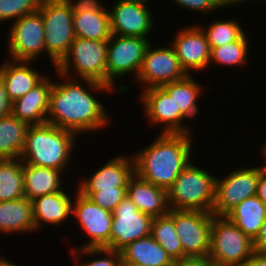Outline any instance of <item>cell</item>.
I'll return each instance as SVG.
<instances>
[{
	"mask_svg": "<svg viewBox=\"0 0 266 266\" xmlns=\"http://www.w3.org/2000/svg\"><path fill=\"white\" fill-rule=\"evenodd\" d=\"M55 73L59 81H53L47 123L73 132L77 136H81L84 132L92 133L93 131L94 133L107 128L113 121L112 116L100 102L101 100L96 98L97 95L94 96V93L109 94L115 90L101 82L90 79H72L56 71Z\"/></svg>",
	"mask_w": 266,
	"mask_h": 266,
	"instance_id": "cell-1",
	"label": "cell"
},
{
	"mask_svg": "<svg viewBox=\"0 0 266 266\" xmlns=\"http://www.w3.org/2000/svg\"><path fill=\"white\" fill-rule=\"evenodd\" d=\"M192 135L160 132L151 144L132 153L134 172L167 191L193 159Z\"/></svg>",
	"mask_w": 266,
	"mask_h": 266,
	"instance_id": "cell-2",
	"label": "cell"
},
{
	"mask_svg": "<svg viewBox=\"0 0 266 266\" xmlns=\"http://www.w3.org/2000/svg\"><path fill=\"white\" fill-rule=\"evenodd\" d=\"M77 139L73 132L47 122L29 125L20 159L26 164L65 173L68 164L73 161L72 153L76 149L74 146Z\"/></svg>",
	"mask_w": 266,
	"mask_h": 266,
	"instance_id": "cell-3",
	"label": "cell"
},
{
	"mask_svg": "<svg viewBox=\"0 0 266 266\" xmlns=\"http://www.w3.org/2000/svg\"><path fill=\"white\" fill-rule=\"evenodd\" d=\"M194 163L191 160L167 190L170 209L212 211L216 176Z\"/></svg>",
	"mask_w": 266,
	"mask_h": 266,
	"instance_id": "cell-4",
	"label": "cell"
},
{
	"mask_svg": "<svg viewBox=\"0 0 266 266\" xmlns=\"http://www.w3.org/2000/svg\"><path fill=\"white\" fill-rule=\"evenodd\" d=\"M106 65L107 41L75 38L55 71L68 78L90 79L106 84Z\"/></svg>",
	"mask_w": 266,
	"mask_h": 266,
	"instance_id": "cell-5",
	"label": "cell"
},
{
	"mask_svg": "<svg viewBox=\"0 0 266 266\" xmlns=\"http://www.w3.org/2000/svg\"><path fill=\"white\" fill-rule=\"evenodd\" d=\"M253 253V240L235 223L226 216L212 217L208 259L213 266H241Z\"/></svg>",
	"mask_w": 266,
	"mask_h": 266,
	"instance_id": "cell-6",
	"label": "cell"
},
{
	"mask_svg": "<svg viewBox=\"0 0 266 266\" xmlns=\"http://www.w3.org/2000/svg\"><path fill=\"white\" fill-rule=\"evenodd\" d=\"M150 42V38L112 34L107 41L106 84L118 90L119 94L129 91V86L122 83L116 88L117 80L128 74H134L136 80Z\"/></svg>",
	"mask_w": 266,
	"mask_h": 266,
	"instance_id": "cell-7",
	"label": "cell"
},
{
	"mask_svg": "<svg viewBox=\"0 0 266 266\" xmlns=\"http://www.w3.org/2000/svg\"><path fill=\"white\" fill-rule=\"evenodd\" d=\"M38 11L43 19L46 55L55 69L76 38L73 12L65 0H42Z\"/></svg>",
	"mask_w": 266,
	"mask_h": 266,
	"instance_id": "cell-8",
	"label": "cell"
},
{
	"mask_svg": "<svg viewBox=\"0 0 266 266\" xmlns=\"http://www.w3.org/2000/svg\"><path fill=\"white\" fill-rule=\"evenodd\" d=\"M265 167L266 162L261 166L252 167L251 165L239 169L237 167V169H232L226 177L223 175L222 178L216 177L212 214L226 216L242 201L256 195L259 175Z\"/></svg>",
	"mask_w": 266,
	"mask_h": 266,
	"instance_id": "cell-9",
	"label": "cell"
},
{
	"mask_svg": "<svg viewBox=\"0 0 266 266\" xmlns=\"http://www.w3.org/2000/svg\"><path fill=\"white\" fill-rule=\"evenodd\" d=\"M7 29L8 58L15 61H35L46 53L44 25L39 11L11 22Z\"/></svg>",
	"mask_w": 266,
	"mask_h": 266,
	"instance_id": "cell-10",
	"label": "cell"
},
{
	"mask_svg": "<svg viewBox=\"0 0 266 266\" xmlns=\"http://www.w3.org/2000/svg\"><path fill=\"white\" fill-rule=\"evenodd\" d=\"M74 193L72 202V218L83 230L88 240L78 248H108L112 224V212L95 204L89 197L80 192Z\"/></svg>",
	"mask_w": 266,
	"mask_h": 266,
	"instance_id": "cell-11",
	"label": "cell"
},
{
	"mask_svg": "<svg viewBox=\"0 0 266 266\" xmlns=\"http://www.w3.org/2000/svg\"><path fill=\"white\" fill-rule=\"evenodd\" d=\"M212 212L174 209V227L185 257L208 258Z\"/></svg>",
	"mask_w": 266,
	"mask_h": 266,
	"instance_id": "cell-12",
	"label": "cell"
},
{
	"mask_svg": "<svg viewBox=\"0 0 266 266\" xmlns=\"http://www.w3.org/2000/svg\"><path fill=\"white\" fill-rule=\"evenodd\" d=\"M153 46L152 42L148 45L141 69L136 77L138 84L142 85L141 90L161 87L166 83L181 80L188 75L180 65L170 43L165 47Z\"/></svg>",
	"mask_w": 266,
	"mask_h": 266,
	"instance_id": "cell-13",
	"label": "cell"
},
{
	"mask_svg": "<svg viewBox=\"0 0 266 266\" xmlns=\"http://www.w3.org/2000/svg\"><path fill=\"white\" fill-rule=\"evenodd\" d=\"M141 91L139 101L149 125L160 127L162 124L161 133H192L190 122L186 125L187 118L179 108H176L174 99L162 87H151Z\"/></svg>",
	"mask_w": 266,
	"mask_h": 266,
	"instance_id": "cell-14",
	"label": "cell"
},
{
	"mask_svg": "<svg viewBox=\"0 0 266 266\" xmlns=\"http://www.w3.org/2000/svg\"><path fill=\"white\" fill-rule=\"evenodd\" d=\"M112 215L108 249L120 251L133 241L151 235L153 217L139 211L127 195L112 211Z\"/></svg>",
	"mask_w": 266,
	"mask_h": 266,
	"instance_id": "cell-15",
	"label": "cell"
},
{
	"mask_svg": "<svg viewBox=\"0 0 266 266\" xmlns=\"http://www.w3.org/2000/svg\"><path fill=\"white\" fill-rule=\"evenodd\" d=\"M176 31L170 45L185 72L192 75L194 71L209 70L211 49L202 29L197 24H190Z\"/></svg>",
	"mask_w": 266,
	"mask_h": 266,
	"instance_id": "cell-16",
	"label": "cell"
},
{
	"mask_svg": "<svg viewBox=\"0 0 266 266\" xmlns=\"http://www.w3.org/2000/svg\"><path fill=\"white\" fill-rule=\"evenodd\" d=\"M111 6V8L108 7V12L113 35L135 36L144 39L151 37L149 34L153 33L155 21L152 11L148 8L149 5L116 0Z\"/></svg>",
	"mask_w": 266,
	"mask_h": 266,
	"instance_id": "cell-17",
	"label": "cell"
},
{
	"mask_svg": "<svg viewBox=\"0 0 266 266\" xmlns=\"http://www.w3.org/2000/svg\"><path fill=\"white\" fill-rule=\"evenodd\" d=\"M133 155H115L88 178L80 180L77 191H100L101 189H114V187H127L130 177L134 174Z\"/></svg>",
	"mask_w": 266,
	"mask_h": 266,
	"instance_id": "cell-18",
	"label": "cell"
},
{
	"mask_svg": "<svg viewBox=\"0 0 266 266\" xmlns=\"http://www.w3.org/2000/svg\"><path fill=\"white\" fill-rule=\"evenodd\" d=\"M53 78L46 76L38 85L24 96L12 102V115L28 125H38L47 122L50 93Z\"/></svg>",
	"mask_w": 266,
	"mask_h": 266,
	"instance_id": "cell-19",
	"label": "cell"
},
{
	"mask_svg": "<svg viewBox=\"0 0 266 266\" xmlns=\"http://www.w3.org/2000/svg\"><path fill=\"white\" fill-rule=\"evenodd\" d=\"M32 63L33 61H15L10 59H6L1 63L0 78L11 102L24 96L47 76L44 71L39 72V70L32 68Z\"/></svg>",
	"mask_w": 266,
	"mask_h": 266,
	"instance_id": "cell-20",
	"label": "cell"
},
{
	"mask_svg": "<svg viewBox=\"0 0 266 266\" xmlns=\"http://www.w3.org/2000/svg\"><path fill=\"white\" fill-rule=\"evenodd\" d=\"M69 194L64 188L62 191L42 195L31 200L36 231L45 225L50 226V224L54 227L62 226L68 218L70 219L74 193H72L73 197Z\"/></svg>",
	"mask_w": 266,
	"mask_h": 266,
	"instance_id": "cell-21",
	"label": "cell"
},
{
	"mask_svg": "<svg viewBox=\"0 0 266 266\" xmlns=\"http://www.w3.org/2000/svg\"><path fill=\"white\" fill-rule=\"evenodd\" d=\"M126 195L139 211L153 218L169 213L167 191L145 181L136 173L128 181Z\"/></svg>",
	"mask_w": 266,
	"mask_h": 266,
	"instance_id": "cell-22",
	"label": "cell"
},
{
	"mask_svg": "<svg viewBox=\"0 0 266 266\" xmlns=\"http://www.w3.org/2000/svg\"><path fill=\"white\" fill-rule=\"evenodd\" d=\"M64 172L47 167H36L23 162L24 195L28 200L62 191L66 187ZM63 184V185H62Z\"/></svg>",
	"mask_w": 266,
	"mask_h": 266,
	"instance_id": "cell-23",
	"label": "cell"
},
{
	"mask_svg": "<svg viewBox=\"0 0 266 266\" xmlns=\"http://www.w3.org/2000/svg\"><path fill=\"white\" fill-rule=\"evenodd\" d=\"M0 232L10 235L35 233L32 201L21 198L0 202Z\"/></svg>",
	"mask_w": 266,
	"mask_h": 266,
	"instance_id": "cell-24",
	"label": "cell"
},
{
	"mask_svg": "<svg viewBox=\"0 0 266 266\" xmlns=\"http://www.w3.org/2000/svg\"><path fill=\"white\" fill-rule=\"evenodd\" d=\"M194 79L193 75H187L185 78L166 83L161 87L174 99L176 108H179L180 112L188 118V120H197L198 101L203 90V85Z\"/></svg>",
	"mask_w": 266,
	"mask_h": 266,
	"instance_id": "cell-25",
	"label": "cell"
},
{
	"mask_svg": "<svg viewBox=\"0 0 266 266\" xmlns=\"http://www.w3.org/2000/svg\"><path fill=\"white\" fill-rule=\"evenodd\" d=\"M122 260L143 266H171L173 260L161 245L149 235L133 241L120 250Z\"/></svg>",
	"mask_w": 266,
	"mask_h": 266,
	"instance_id": "cell-26",
	"label": "cell"
},
{
	"mask_svg": "<svg viewBox=\"0 0 266 266\" xmlns=\"http://www.w3.org/2000/svg\"><path fill=\"white\" fill-rule=\"evenodd\" d=\"M226 217L251 240H254L266 220V205L257 195H254L238 204Z\"/></svg>",
	"mask_w": 266,
	"mask_h": 266,
	"instance_id": "cell-27",
	"label": "cell"
},
{
	"mask_svg": "<svg viewBox=\"0 0 266 266\" xmlns=\"http://www.w3.org/2000/svg\"><path fill=\"white\" fill-rule=\"evenodd\" d=\"M72 23L76 38L108 41L112 36L108 10L73 13Z\"/></svg>",
	"mask_w": 266,
	"mask_h": 266,
	"instance_id": "cell-28",
	"label": "cell"
},
{
	"mask_svg": "<svg viewBox=\"0 0 266 266\" xmlns=\"http://www.w3.org/2000/svg\"><path fill=\"white\" fill-rule=\"evenodd\" d=\"M28 127L12 114L0 118V159L20 158Z\"/></svg>",
	"mask_w": 266,
	"mask_h": 266,
	"instance_id": "cell-29",
	"label": "cell"
},
{
	"mask_svg": "<svg viewBox=\"0 0 266 266\" xmlns=\"http://www.w3.org/2000/svg\"><path fill=\"white\" fill-rule=\"evenodd\" d=\"M23 184V161L0 159V202L25 198Z\"/></svg>",
	"mask_w": 266,
	"mask_h": 266,
	"instance_id": "cell-30",
	"label": "cell"
},
{
	"mask_svg": "<svg viewBox=\"0 0 266 266\" xmlns=\"http://www.w3.org/2000/svg\"><path fill=\"white\" fill-rule=\"evenodd\" d=\"M151 236L161 245L172 260L183 258L181 241L174 227V209H170L166 215L153 218Z\"/></svg>",
	"mask_w": 266,
	"mask_h": 266,
	"instance_id": "cell-31",
	"label": "cell"
},
{
	"mask_svg": "<svg viewBox=\"0 0 266 266\" xmlns=\"http://www.w3.org/2000/svg\"><path fill=\"white\" fill-rule=\"evenodd\" d=\"M247 32L237 41L211 48L209 66L245 67L249 59L250 42Z\"/></svg>",
	"mask_w": 266,
	"mask_h": 266,
	"instance_id": "cell-32",
	"label": "cell"
},
{
	"mask_svg": "<svg viewBox=\"0 0 266 266\" xmlns=\"http://www.w3.org/2000/svg\"><path fill=\"white\" fill-rule=\"evenodd\" d=\"M205 33L210 49L237 41L244 33L243 25L236 19L212 20L209 25L196 23Z\"/></svg>",
	"mask_w": 266,
	"mask_h": 266,
	"instance_id": "cell-33",
	"label": "cell"
},
{
	"mask_svg": "<svg viewBox=\"0 0 266 266\" xmlns=\"http://www.w3.org/2000/svg\"><path fill=\"white\" fill-rule=\"evenodd\" d=\"M71 256L75 262V266H121L122 257L120 251L110 250L108 248H72ZM82 255L88 256L91 260L88 259L85 262L80 263L79 258L82 259ZM103 255V256H101ZM92 256V257H91ZM100 256V258L98 257ZM105 256V257H104ZM104 257V258H103Z\"/></svg>",
	"mask_w": 266,
	"mask_h": 266,
	"instance_id": "cell-34",
	"label": "cell"
},
{
	"mask_svg": "<svg viewBox=\"0 0 266 266\" xmlns=\"http://www.w3.org/2000/svg\"><path fill=\"white\" fill-rule=\"evenodd\" d=\"M42 0H0V22H14L39 10Z\"/></svg>",
	"mask_w": 266,
	"mask_h": 266,
	"instance_id": "cell-35",
	"label": "cell"
},
{
	"mask_svg": "<svg viewBox=\"0 0 266 266\" xmlns=\"http://www.w3.org/2000/svg\"><path fill=\"white\" fill-rule=\"evenodd\" d=\"M89 197L95 204L103 209L113 211L126 197L127 187H114V189H101L100 191H78Z\"/></svg>",
	"mask_w": 266,
	"mask_h": 266,
	"instance_id": "cell-36",
	"label": "cell"
},
{
	"mask_svg": "<svg viewBox=\"0 0 266 266\" xmlns=\"http://www.w3.org/2000/svg\"><path fill=\"white\" fill-rule=\"evenodd\" d=\"M175 2L177 7H181V9H186V11L190 10L193 12L202 13L200 15H207V13L212 14L215 10L219 11V7L214 2V0H170ZM212 12V13H211Z\"/></svg>",
	"mask_w": 266,
	"mask_h": 266,
	"instance_id": "cell-37",
	"label": "cell"
},
{
	"mask_svg": "<svg viewBox=\"0 0 266 266\" xmlns=\"http://www.w3.org/2000/svg\"><path fill=\"white\" fill-rule=\"evenodd\" d=\"M73 13L108 10L107 5L100 0H65ZM102 2V3H101ZM106 6V7H105Z\"/></svg>",
	"mask_w": 266,
	"mask_h": 266,
	"instance_id": "cell-38",
	"label": "cell"
},
{
	"mask_svg": "<svg viewBox=\"0 0 266 266\" xmlns=\"http://www.w3.org/2000/svg\"><path fill=\"white\" fill-rule=\"evenodd\" d=\"M12 113V102L8 97L4 83L0 78V118L7 117Z\"/></svg>",
	"mask_w": 266,
	"mask_h": 266,
	"instance_id": "cell-39",
	"label": "cell"
},
{
	"mask_svg": "<svg viewBox=\"0 0 266 266\" xmlns=\"http://www.w3.org/2000/svg\"><path fill=\"white\" fill-rule=\"evenodd\" d=\"M171 266H213L208 258L203 257H185L173 260Z\"/></svg>",
	"mask_w": 266,
	"mask_h": 266,
	"instance_id": "cell-40",
	"label": "cell"
},
{
	"mask_svg": "<svg viewBox=\"0 0 266 266\" xmlns=\"http://www.w3.org/2000/svg\"><path fill=\"white\" fill-rule=\"evenodd\" d=\"M254 252H266V220L253 240Z\"/></svg>",
	"mask_w": 266,
	"mask_h": 266,
	"instance_id": "cell-41",
	"label": "cell"
},
{
	"mask_svg": "<svg viewBox=\"0 0 266 266\" xmlns=\"http://www.w3.org/2000/svg\"><path fill=\"white\" fill-rule=\"evenodd\" d=\"M241 266H266V252H254Z\"/></svg>",
	"mask_w": 266,
	"mask_h": 266,
	"instance_id": "cell-42",
	"label": "cell"
},
{
	"mask_svg": "<svg viewBox=\"0 0 266 266\" xmlns=\"http://www.w3.org/2000/svg\"><path fill=\"white\" fill-rule=\"evenodd\" d=\"M256 195L266 205V167L260 172Z\"/></svg>",
	"mask_w": 266,
	"mask_h": 266,
	"instance_id": "cell-43",
	"label": "cell"
},
{
	"mask_svg": "<svg viewBox=\"0 0 266 266\" xmlns=\"http://www.w3.org/2000/svg\"><path fill=\"white\" fill-rule=\"evenodd\" d=\"M247 2H251V0H214V2L217 4V6L220 8V9H226L228 7V9L230 8L229 6H231V8H236L235 6L237 5L238 7H240L239 5L243 3H246ZM253 1H264L266 2V0H253ZM233 6V7H232Z\"/></svg>",
	"mask_w": 266,
	"mask_h": 266,
	"instance_id": "cell-44",
	"label": "cell"
},
{
	"mask_svg": "<svg viewBox=\"0 0 266 266\" xmlns=\"http://www.w3.org/2000/svg\"><path fill=\"white\" fill-rule=\"evenodd\" d=\"M0 266H19L18 264H16L15 262L13 263V260L11 262V260H8L7 258H3L0 261Z\"/></svg>",
	"mask_w": 266,
	"mask_h": 266,
	"instance_id": "cell-45",
	"label": "cell"
},
{
	"mask_svg": "<svg viewBox=\"0 0 266 266\" xmlns=\"http://www.w3.org/2000/svg\"><path fill=\"white\" fill-rule=\"evenodd\" d=\"M121 266H143V265L136 263V262H130V261L122 260Z\"/></svg>",
	"mask_w": 266,
	"mask_h": 266,
	"instance_id": "cell-46",
	"label": "cell"
},
{
	"mask_svg": "<svg viewBox=\"0 0 266 266\" xmlns=\"http://www.w3.org/2000/svg\"><path fill=\"white\" fill-rule=\"evenodd\" d=\"M121 1L140 2V3L146 4V5H148V4L150 5L152 3V0H121ZM149 2H151V3H149Z\"/></svg>",
	"mask_w": 266,
	"mask_h": 266,
	"instance_id": "cell-47",
	"label": "cell"
},
{
	"mask_svg": "<svg viewBox=\"0 0 266 266\" xmlns=\"http://www.w3.org/2000/svg\"><path fill=\"white\" fill-rule=\"evenodd\" d=\"M264 143V144H263ZM262 143V146H261V153H262V157L264 158V159H266V140H265V142H263Z\"/></svg>",
	"mask_w": 266,
	"mask_h": 266,
	"instance_id": "cell-48",
	"label": "cell"
}]
</instances>
